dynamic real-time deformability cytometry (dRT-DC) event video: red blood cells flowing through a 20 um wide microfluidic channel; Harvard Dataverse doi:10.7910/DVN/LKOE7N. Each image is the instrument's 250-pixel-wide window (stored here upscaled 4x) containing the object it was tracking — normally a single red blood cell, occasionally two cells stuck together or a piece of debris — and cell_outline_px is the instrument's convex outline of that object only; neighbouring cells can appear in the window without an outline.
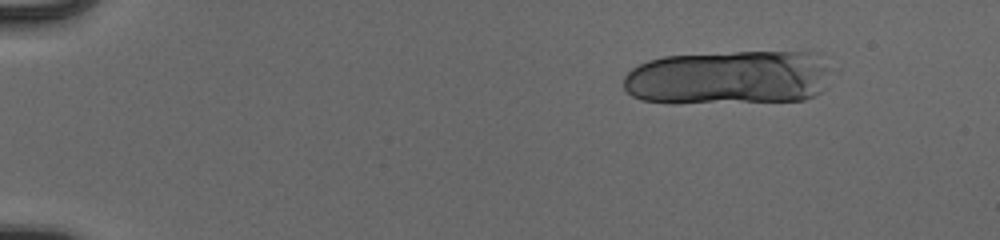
{"species": "human", "species_latin": "Homo sapiens", "temperature_condition": "cold", "stored_images_in_passage": 23, "camera_frame_rate_fps": 3000, "um_per_image_px": 0.085, "donor": {"sex": "male"}, "frame": {"image": 1, "passage_image": 8, "time_ms": 2.333, "image_size_px": [1000, 240], "cell_outline_px": [[828, 88], [804, 100], [640, 100], [632, 96], [624, 88], [624, 76], [632, 68], [648, 60], [664, 56], [736, 52], [820, 52], [828, 68]], "centroid_in_image_um": [62.02, 6.53], "position_along_channel_um": 23.0, "area_um2": 64.39}}